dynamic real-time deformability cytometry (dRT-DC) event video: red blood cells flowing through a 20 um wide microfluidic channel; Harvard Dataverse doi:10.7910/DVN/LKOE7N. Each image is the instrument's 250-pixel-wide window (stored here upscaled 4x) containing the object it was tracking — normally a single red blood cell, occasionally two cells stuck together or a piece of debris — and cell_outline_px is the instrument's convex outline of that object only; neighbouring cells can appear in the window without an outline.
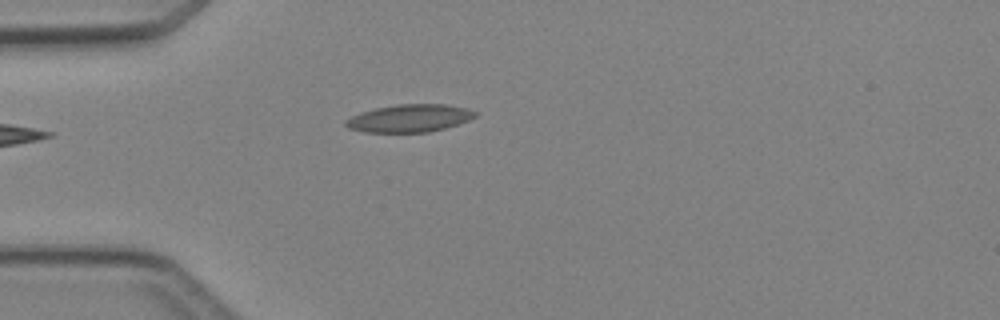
{"species": "Egyptian fruit bat (a non-hibernating species)", "species_latin": "Rousettus aegyptiacus", "temperature_condition": "cold", "stored_images_in_passage": 1, "camera_frame_rate_fps": 3000, "um_per_image_px": 0.085, "animal": {"sex": "female"}, "frame": {"image": 1, "passage_image": 1, "time_ms": 0.0, "image_size_px": [1000, 320], "cell_outline_px": [[476, 116], [468, 120], [444, 128], [428, 132], [364, 132], [348, 128], [344, 124], [344, 120], [360, 112], [376, 108], [396, 104], [444, 104], [468, 108], [476, 112]], "centroid_in_image_um": [34.77, 10.04], "position_along_channel_um": 50.2, "area_um2": 20.81}}